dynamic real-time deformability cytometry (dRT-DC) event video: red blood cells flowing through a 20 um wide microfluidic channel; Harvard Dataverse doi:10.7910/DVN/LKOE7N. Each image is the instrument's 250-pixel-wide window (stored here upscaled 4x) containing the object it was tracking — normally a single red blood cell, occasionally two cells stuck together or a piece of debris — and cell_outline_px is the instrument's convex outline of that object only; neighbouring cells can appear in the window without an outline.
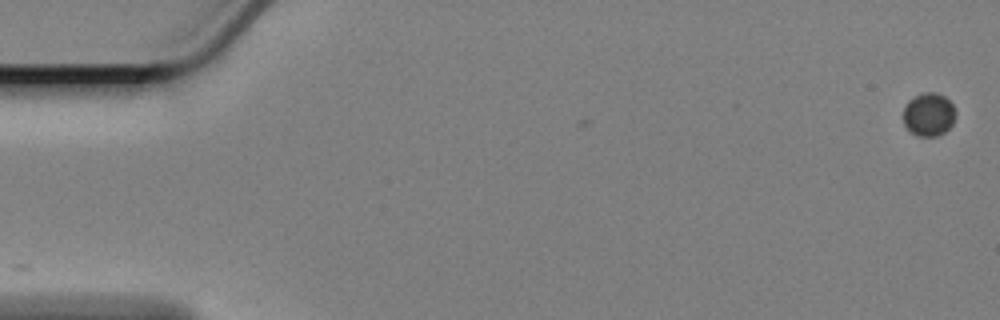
{"species": "Egyptian fruit bat (a non-hibernating species)", "species_latin": "Rousettus aegyptiacus", "temperature_condition": "cold", "stored_images_in_passage": 4, "camera_frame_rate_fps": 3000, "um_per_image_px": 0.085, "animal": {"sex": "female"}, "frame": {"image": 1, "passage_image": 1, "time_ms": 0.0, "image_size_px": [1000, 320], "cell_outline_px": [[956, 116], [952, 124], [944, 132], [936, 136], [916, 136], [904, 124], [904, 108], [908, 100], [924, 92], [936, 92], [944, 96], [952, 104], [956, 112]], "centroid_in_image_um": [78.95, 9.72], "position_along_channel_um": 6.0, "area_um2": 13.12}}